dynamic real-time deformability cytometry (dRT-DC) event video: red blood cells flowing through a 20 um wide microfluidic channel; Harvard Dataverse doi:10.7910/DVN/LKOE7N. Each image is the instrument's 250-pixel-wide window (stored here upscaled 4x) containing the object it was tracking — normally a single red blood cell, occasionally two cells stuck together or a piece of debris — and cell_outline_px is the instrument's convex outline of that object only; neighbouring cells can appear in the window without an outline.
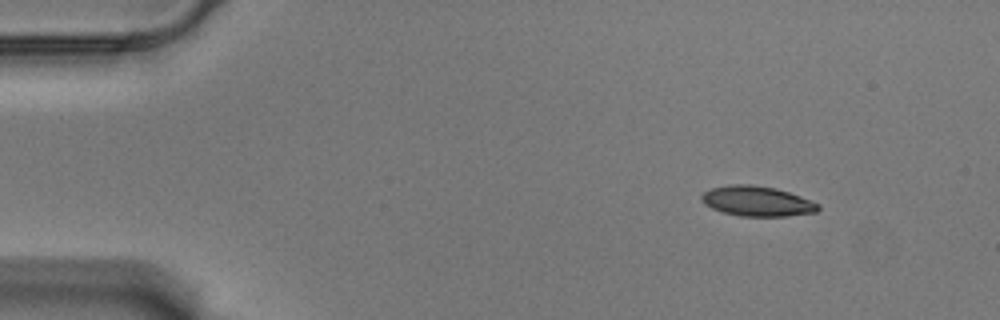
{"species": "Egyptian fruit bat (a non-hibernating species)", "species_latin": "Rousettus aegyptiacus", "temperature_condition": "warm", "stored_images_in_passage": 51, "camera_frame_rate_fps": 3000, "um_per_image_px": 0.085, "animal": {"sex": "male"}, "frame": {"image": 1, "passage_image": 1, "time_ms": 0.0, "image_size_px": [1000, 320], "cell_outline_px": [[820, 208], [816, 212], [788, 216], [740, 216], [724, 212], [712, 208], [704, 204], [700, 200], [700, 196], [704, 192], [712, 188], [732, 184], [748, 184], [776, 188], [800, 196], [820, 204]], "centroid_in_image_um": [64.35, 17.1], "position_along_channel_um": 20.7, "area_um2": 20.4}}
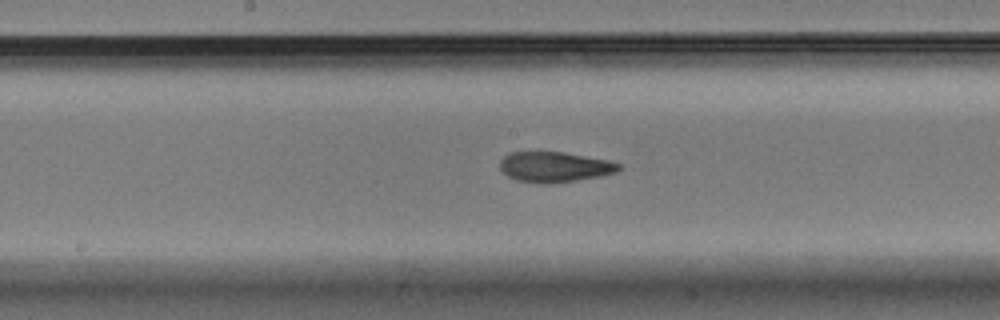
{"frame": {"image": 2, "passage_image": 24, "time_ms": 7.667, "image_size_px": [1000, 320], "cell_outline_px": [[620, 168], [616, 172], [600, 176], [576, 180], [548, 184], [540, 184], [516, 180], [508, 176], [500, 168], [500, 160], [504, 156], [512, 152], [564, 152], [608, 160], [620, 164]], "centroid_in_image_um": [47.12, 14.19], "position_along_channel_um": 201.1, "area_um2": 20.92}}
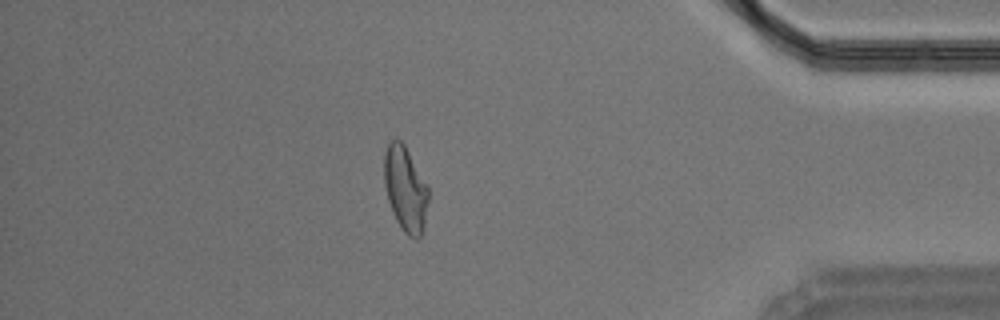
{"frame": {"image": 3, "passage_image": 44, "time_ms": 14.333, "image_size_px": [1000, 320], "cell_outline_px": [[428, 200], [424, 224], [420, 236], [416, 240], [408, 236], [404, 232], [396, 220], [392, 212], [388, 200], [384, 184], [384, 152], [388, 144], [392, 140], [400, 140], [404, 144], [428, 184]], "centroid_in_image_um": [34.45, 16.06], "position_along_channel_um": 400.7, "area_um2": 21.96}, "authors_computed_cell_mechanics": {"area_um2": 21.2126, "velocity_mm_per_s": 3.5219, "shape_relaxation_time_tau1_ms": null, "shape_relaxation_time_tau2_ms": 1.973, "deformation_change_tau1": null, "deformation_change_tau2": 0.0861}}